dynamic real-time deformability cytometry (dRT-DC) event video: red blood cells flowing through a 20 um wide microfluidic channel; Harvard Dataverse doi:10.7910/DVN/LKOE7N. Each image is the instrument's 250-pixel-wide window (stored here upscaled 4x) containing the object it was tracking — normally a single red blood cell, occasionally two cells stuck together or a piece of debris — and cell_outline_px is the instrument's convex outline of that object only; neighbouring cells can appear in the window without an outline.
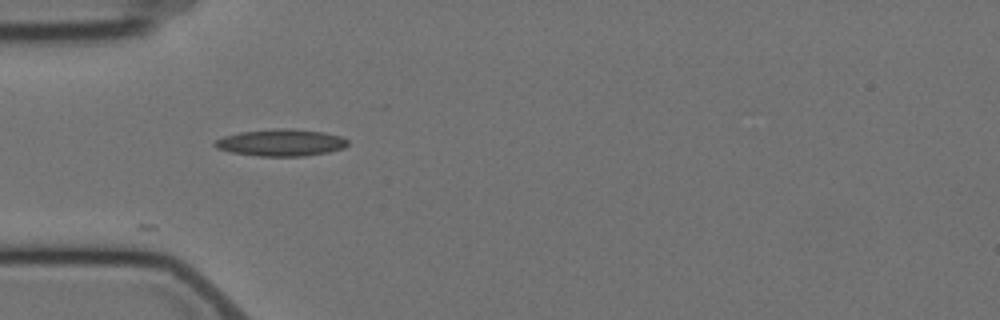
{"species": "Egyptian fruit bat (a non-hibernating species)", "species_latin": "Rousettus aegyptiacus", "temperature_condition": "cold", "stored_images_in_passage": 9, "camera_frame_rate_fps": 3000, "um_per_image_px": 0.085, "animal": {"sex": "female"}, "frame": {"image": 1, "passage_image": 5, "time_ms": 5.667, "image_size_px": [1000, 320], "cell_outline_px": [[348, 144], [344, 148], [328, 152], [304, 156], [260, 156], [232, 152], [216, 148], [212, 144], [216, 140], [224, 136], [240, 132], [276, 128], [292, 128], [324, 132], [340, 136], [348, 140]], "centroid_in_image_um": [23.89, 12.11], "position_along_channel_um": 61.1, "area_um2": 20.87}}